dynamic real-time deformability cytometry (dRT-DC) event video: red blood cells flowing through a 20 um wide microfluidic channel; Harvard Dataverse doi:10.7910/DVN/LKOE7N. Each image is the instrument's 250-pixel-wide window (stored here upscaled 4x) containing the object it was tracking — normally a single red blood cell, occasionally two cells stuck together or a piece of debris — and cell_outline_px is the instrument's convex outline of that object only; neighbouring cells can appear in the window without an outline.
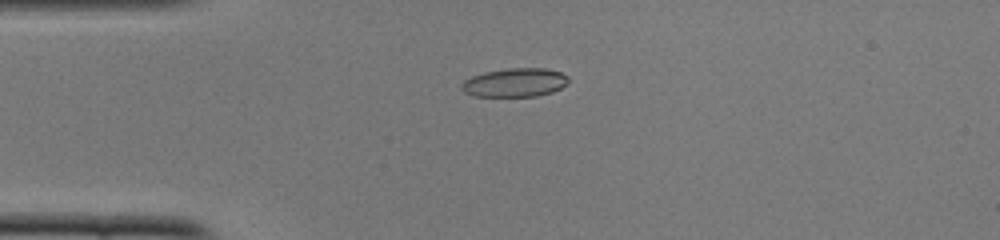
{"species": "common noctule bat (a hibernating species)", "species_latin": "Nyctalus noctula", "temperature_condition": "cold", "stored_images_in_passage": 51, "camera_frame_rate_fps": 3000, "um_per_image_px": 0.085, "animal": {"sex": "female", "body_mass_g": 22.0, "forearm_length_mm": 56.7}, "frame": {"image": 1, "passage_image": 12, "time_ms": 3.667, "image_size_px": [1000, 240], "cell_outline_px": [[568, 80], [560, 88], [552, 92], [536, 96], [472, 96], [464, 92], [460, 88], [460, 84], [464, 80], [472, 76], [484, 72], [508, 68], [544, 68], [560, 72], [568, 76]], "centroid_in_image_um": [43.71, 7.01], "position_along_channel_um": 41.3, "area_um2": 17.86}}
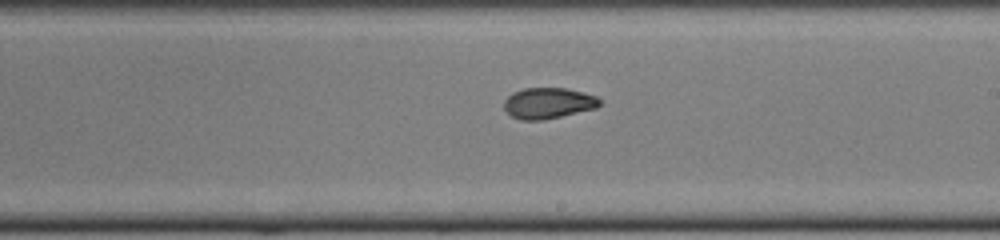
{"frame": {"image": 2, "passage_image": 29, "time_ms": 9.333, "image_size_px": [1000, 240], "cell_outline_px": [[600, 104], [596, 108], [544, 120], [520, 120], [512, 116], [504, 108], [504, 100], [512, 92], [524, 88], [568, 88], [596, 96], [600, 100]], "centroid_in_image_um": [46.58, 8.76], "position_along_channel_um": 242.4, "area_um2": 17.22}}
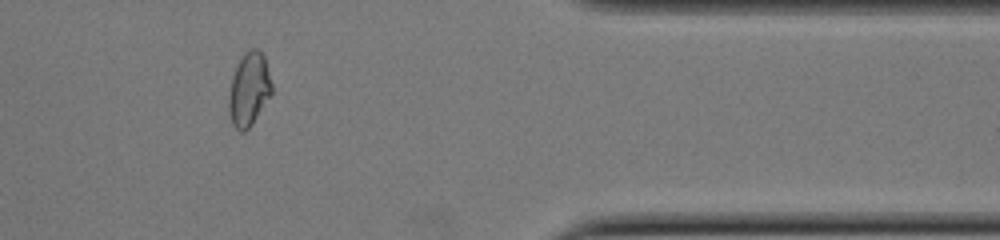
{"frame": {"image": 3, "passage_image": 42, "time_ms": 13.667, "image_size_px": [1000, 240], "cell_outline_px": [[272, 92], [252, 124], [244, 132], [240, 132], [232, 124], [228, 112], [228, 96], [232, 76], [244, 52], [252, 48], [256, 48], [264, 56], [272, 84]], "centroid_in_image_um": [21.14, 7.61], "position_along_channel_um": 390.3, "area_um2": 18.26}, "authors_computed_cell_mechanics": {"area_um2": 18.0336, "velocity_mm_per_s": 3.9256, "shape_relaxation_time_tau1_ms": null, "shape_relaxation_time_tau2_ms": 1.2521, "deformation_change_tau1": null, "deformation_change_tau2": 0.053}}